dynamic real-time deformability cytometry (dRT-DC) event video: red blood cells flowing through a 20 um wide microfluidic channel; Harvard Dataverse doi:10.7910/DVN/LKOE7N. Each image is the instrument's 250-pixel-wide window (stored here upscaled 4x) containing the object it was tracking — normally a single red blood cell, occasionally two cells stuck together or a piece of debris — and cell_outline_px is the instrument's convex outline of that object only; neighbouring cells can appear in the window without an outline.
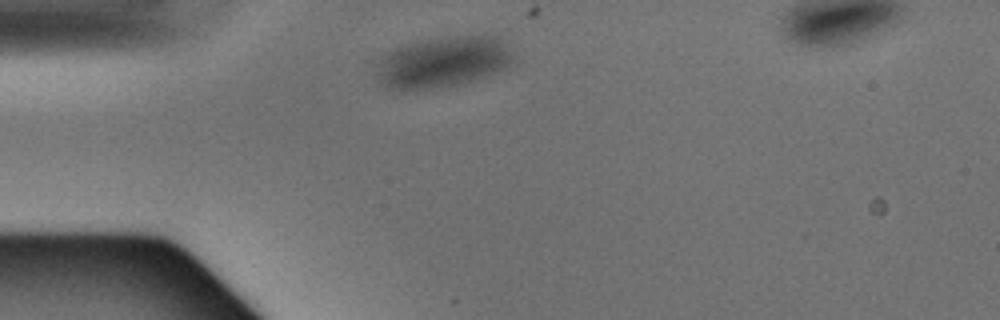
{"species": "Egyptian fruit bat (a non-hibernating species)", "species_latin": "Rousettus aegyptiacus", "temperature_condition": "warm", "stored_images_in_passage": 2, "camera_frame_rate_fps": 3000, "um_per_image_px": 0.085, "animal": {"sex": "male"}, "frame": {"image": 1, "passage_image": 1, "time_ms": 0.0, "image_size_px": [1000, 320], "cell_outline_px": [[516, 64], [508, 68], [476, 80], [440, 88], [396, 88], [380, 84], [376, 76], [376, 68], [380, 60], [388, 52], [404, 44], [416, 40], [452, 36], [492, 36], [500, 40], [512, 52]], "centroid_in_image_um": [37.69, 5.26], "position_along_channel_um": 47.3, "area_um2": 40.58}}